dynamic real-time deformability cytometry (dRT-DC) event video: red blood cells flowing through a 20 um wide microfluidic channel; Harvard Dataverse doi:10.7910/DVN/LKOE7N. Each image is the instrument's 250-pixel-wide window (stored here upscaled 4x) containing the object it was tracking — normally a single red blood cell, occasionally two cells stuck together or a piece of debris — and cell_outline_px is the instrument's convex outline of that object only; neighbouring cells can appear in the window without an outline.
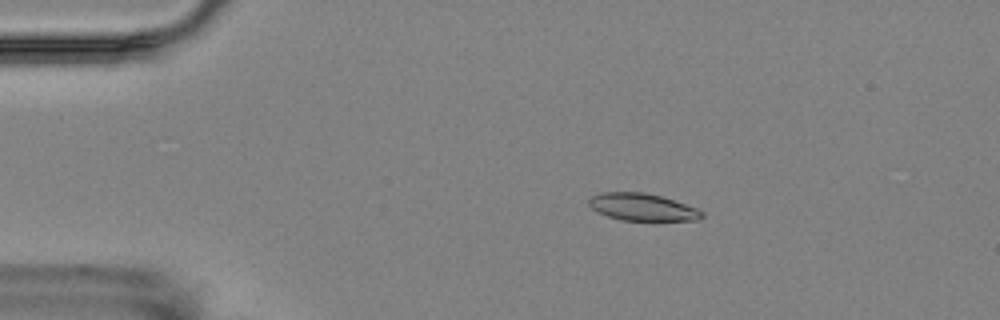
{"species": "Egyptian fruit bat (a non-hibernating species)", "species_latin": "Rousettus aegyptiacus", "temperature_condition": "room temperature", "stored_images_in_passage": 3, "camera_frame_rate_fps": 3000, "um_per_image_px": 0.085, "animal": {"sex": "female"}, "frame": {"image": 1, "passage_image": 2, "time_ms": 1.0, "image_size_px": [1000, 320], "cell_outline_px": [[704, 216], [700, 220], [620, 220], [596, 212], [588, 204], [588, 200], [592, 196], [600, 192], [644, 192], [660, 196], [696, 208], [704, 212]], "centroid_in_image_um": [54.57, 17.6], "position_along_channel_um": 30.4, "area_um2": 17.86}}